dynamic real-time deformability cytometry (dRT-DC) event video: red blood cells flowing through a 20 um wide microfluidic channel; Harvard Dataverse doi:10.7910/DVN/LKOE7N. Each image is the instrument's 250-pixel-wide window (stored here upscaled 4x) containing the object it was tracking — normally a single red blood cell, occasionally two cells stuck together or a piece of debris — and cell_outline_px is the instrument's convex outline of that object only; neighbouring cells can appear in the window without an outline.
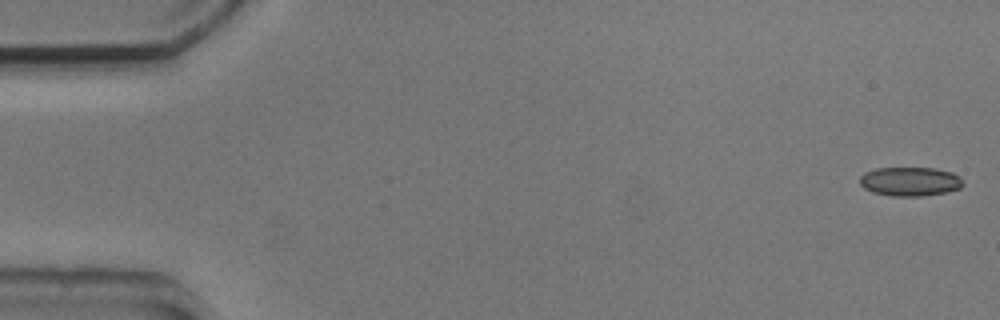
{"species": "common noctule bat (a hibernating species)", "species_latin": "Nyctalus noctula", "temperature_condition": "cold", "stored_images_in_passage": 53, "camera_frame_rate_fps": 3000, "um_per_image_px": 0.085, "animal": {"sex": "male", "body_mass_g": 20.5, "forearm_length_mm": 52.5}, "frame": {"image": 1, "passage_image": 1, "time_ms": 0.0, "image_size_px": [1000, 320], "cell_outline_px": [[964, 184], [960, 188], [944, 192], [920, 196], [892, 196], [872, 192], [864, 188], [860, 184], [860, 176], [864, 172], [876, 168], [932, 168], [952, 172], [960, 176]], "centroid_in_image_um": [77.34, 15.42], "position_along_channel_um": 7.7, "area_um2": 17.46}}
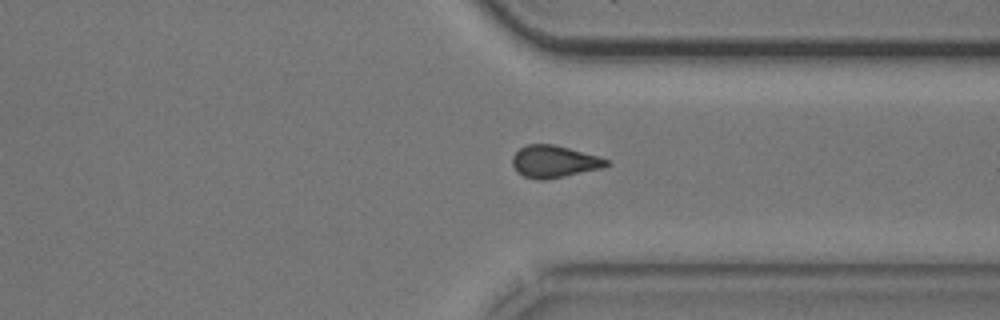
{"frame": {"image": 2, "passage_image": 40, "time_ms": 13.0, "image_size_px": [1000, 320], "cell_outline_px": [[612, 164], [604, 168], [544, 180], [536, 180], [524, 176], [516, 172], [512, 164], [512, 156], [520, 148], [528, 144], [552, 144], [568, 148], [596, 156], [608, 160]], "centroid_in_image_um": [47.09, 13.74], "position_along_channel_um": 364.3, "area_um2": 17.57}}
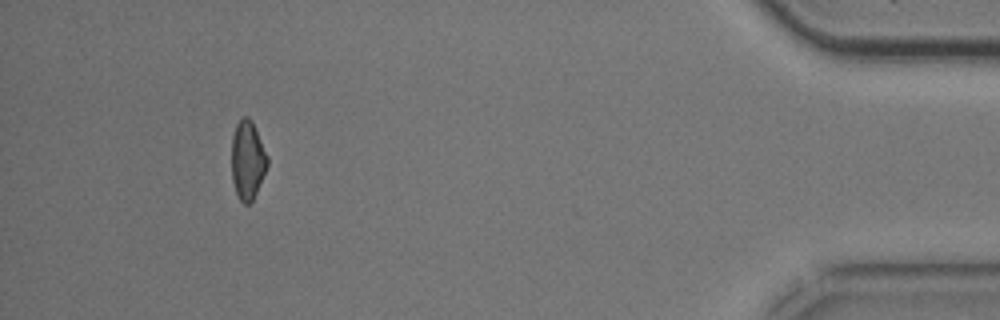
{"frame": {"image": 3, "passage_image": 49, "time_ms": 16.0, "image_size_px": [1000, 320], "cell_outline_px": [[268, 164], [256, 192], [252, 200], [248, 204], [244, 204], [240, 200], [236, 192], [232, 180], [232, 136], [236, 124], [244, 116], [248, 116], [252, 120], [268, 156]], "centroid_in_image_um": [21.04, 13.58], "position_along_channel_um": 414.2, "area_um2": 16.3}, "authors_computed_cell_mechanics": {"area_um2": 17.8024, "velocity_mm_per_s": 3.8006, "shape_relaxation_time_tau1_ms": 6.6083, "shape_relaxation_time_tau2_ms": 2.2133, "deformation_change_tau1": 0.1484, "deformation_change_tau2": 0.0959}}